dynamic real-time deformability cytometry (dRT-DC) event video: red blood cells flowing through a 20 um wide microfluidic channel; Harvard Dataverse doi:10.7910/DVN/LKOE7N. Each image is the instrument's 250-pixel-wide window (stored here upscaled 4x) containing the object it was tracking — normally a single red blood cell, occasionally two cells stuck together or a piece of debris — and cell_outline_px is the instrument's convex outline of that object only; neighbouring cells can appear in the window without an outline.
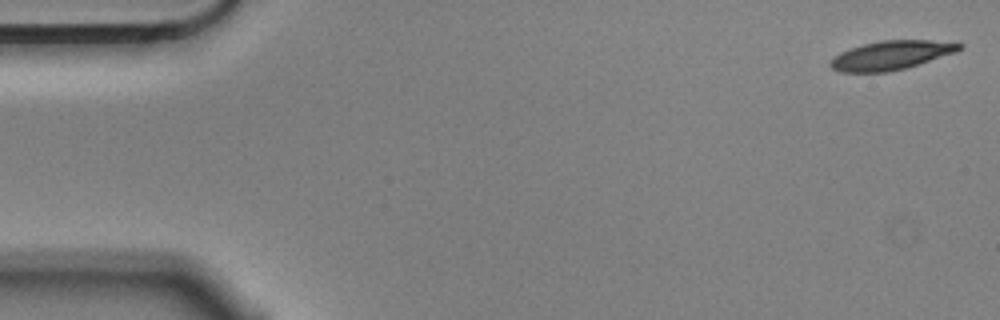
{"species": "Egyptian fruit bat (a non-hibernating species)", "species_latin": "Rousettus aegyptiacus", "temperature_condition": "cold", "stored_images_in_passage": 6, "camera_frame_rate_fps": 3000, "um_per_image_px": 0.085, "animal": {"sex": "male"}, "frame": {"image": 1, "passage_image": 1, "time_ms": 0.0, "image_size_px": [1000, 320], "cell_outline_px": [[964, 48], [956, 52], [904, 68], [888, 72], [840, 72], [832, 68], [828, 64], [840, 52], [864, 44], [880, 40], [928, 40], [964, 44]], "centroid_in_image_um": [75.75, 4.69], "position_along_channel_um": 9.3, "area_um2": 21.44}}